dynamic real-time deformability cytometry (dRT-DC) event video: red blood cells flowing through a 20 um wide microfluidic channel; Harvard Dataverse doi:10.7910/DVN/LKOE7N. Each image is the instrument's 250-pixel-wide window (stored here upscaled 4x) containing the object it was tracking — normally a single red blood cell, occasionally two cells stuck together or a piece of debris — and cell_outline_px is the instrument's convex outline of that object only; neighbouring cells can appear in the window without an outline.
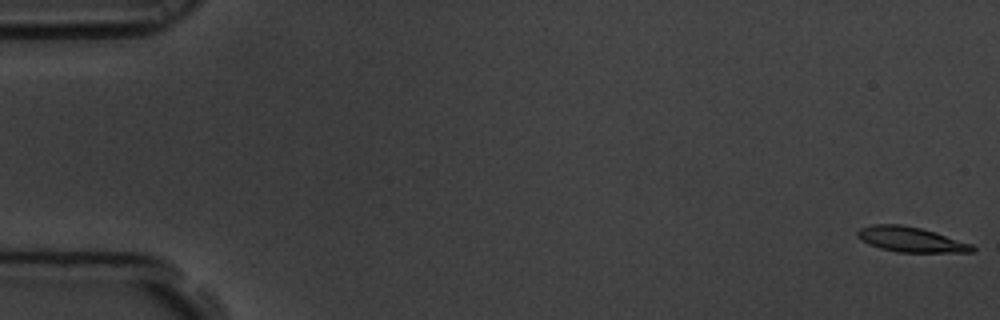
{"species": "common noctule bat (a hibernating species)", "species_latin": "Nyctalus noctula", "temperature_condition": "room temperature", "stored_images_in_passage": 59, "camera_frame_rate_fps": 3000, "um_per_image_px": 0.085, "animal": {"sex": "male", "body_mass_g": 19.5, "forearm_length_mm": 54.6}, "frame": {"image": 1, "passage_image": 1, "time_ms": 0.0, "image_size_px": [1000, 320], "cell_outline_px": [[976, 248], [972, 252], [896, 252], [880, 248], [868, 244], [856, 236], [856, 232], [860, 228], [872, 224], [900, 224], [920, 228], [972, 244]], "centroid_in_image_um": [77.37, 20.35], "position_along_channel_um": 7.6, "area_um2": 16.65}}
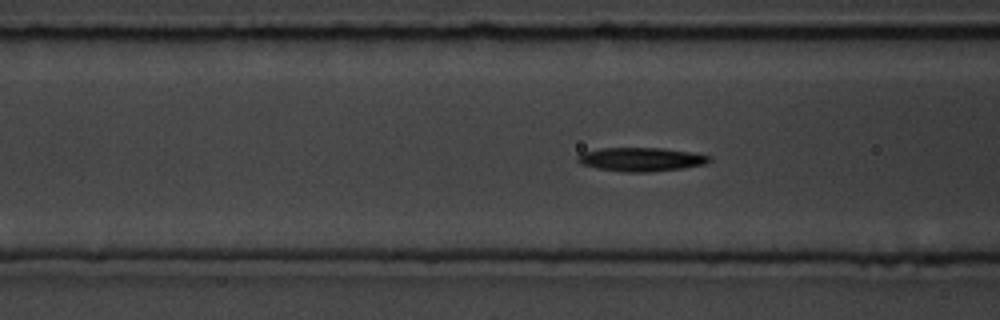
{"frame": {"image": 2, "passage_image": 23, "time_ms": 7.333, "image_size_px": [1000, 320], "cell_outline_px": [[712, 160], [704, 164], [684, 168], [644, 172], [624, 172], [596, 168], [580, 164], [576, 160], [576, 156], [580, 152], [600, 148], [664, 148], [692, 152], [712, 156]], "centroid_in_image_um": [54.46, 13.54], "position_along_channel_um": 112.1, "area_um2": 18.44}}
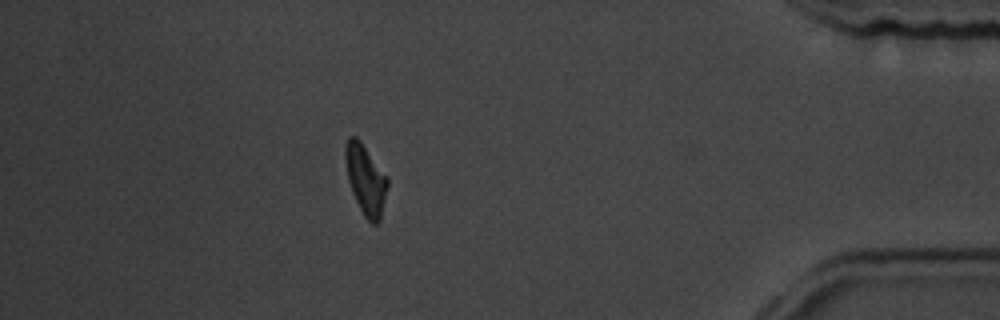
{"frame": {"image": 3, "passage_image": 52, "time_ms": 17.0, "image_size_px": [1000, 320], "cell_outline_px": [[388, 184], [380, 220], [376, 224], [372, 224], [364, 216], [352, 192], [348, 180], [344, 160], [344, 148], [348, 136], [356, 136], [360, 140], [388, 176]], "centroid_in_image_um": [31.07, 15.22], "position_along_channel_um": 404.1, "area_um2": 17.34}, "authors_computed_cell_mechanics": {"area_um2": 17.34, "velocity_mm_per_s": 3.502, "shape_relaxation_time_tau1_ms": 5.1536, "shape_relaxation_time_tau2_ms": null, "deformation_change_tau1": 0.1572, "deformation_change_tau2": null}}